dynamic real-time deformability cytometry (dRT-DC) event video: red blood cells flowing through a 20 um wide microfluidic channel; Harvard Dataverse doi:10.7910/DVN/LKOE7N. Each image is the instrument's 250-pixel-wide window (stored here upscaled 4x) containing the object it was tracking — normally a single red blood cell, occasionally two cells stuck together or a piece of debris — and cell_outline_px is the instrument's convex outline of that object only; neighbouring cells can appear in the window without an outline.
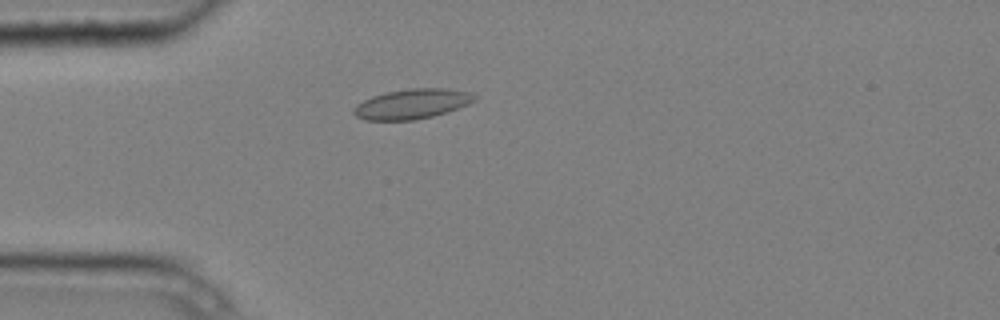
{"species": "common noctule bat (a hibernating species)", "species_latin": "Nyctalus noctula", "temperature_condition": "cold", "stored_images_in_passage": 1, "camera_frame_rate_fps": 3000, "um_per_image_px": 0.085, "animal": {"sex": "male", "body_mass_g": 20.4}, "frame": {"image": 1, "passage_image": 1, "time_ms": 0.0, "image_size_px": [1000, 320], "cell_outline_px": [[476, 100], [468, 104], [448, 112], [416, 120], [364, 120], [356, 116], [352, 112], [352, 108], [356, 104], [372, 96], [388, 92], [412, 88], [448, 88], [468, 92], [476, 96]], "centroid_in_image_um": [35.01, 8.84], "position_along_channel_um": 50.0, "area_um2": 21.1}}